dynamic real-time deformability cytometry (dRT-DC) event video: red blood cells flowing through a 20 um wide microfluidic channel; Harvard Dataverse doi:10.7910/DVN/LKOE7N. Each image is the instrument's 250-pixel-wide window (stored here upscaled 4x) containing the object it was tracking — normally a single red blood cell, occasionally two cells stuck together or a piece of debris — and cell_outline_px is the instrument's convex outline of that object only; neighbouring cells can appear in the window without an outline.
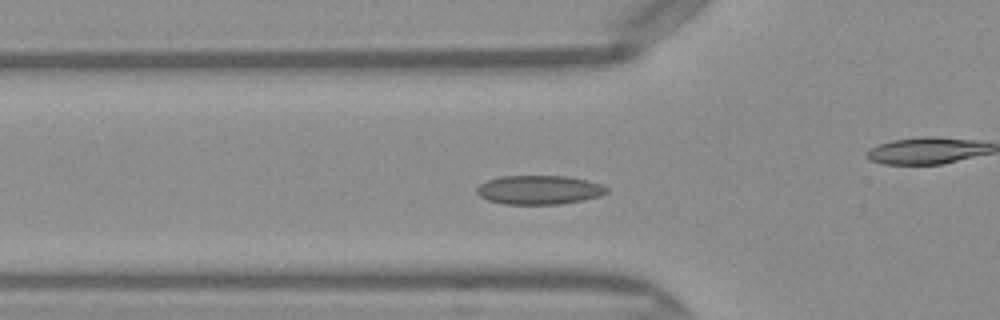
{"species": "Egyptian fruit bat (a non-hibernating species)", "species_latin": "Rousettus aegyptiacus", "temperature_condition": "warm", "stored_images_in_passage": 41, "camera_frame_rate_fps": 3000, "um_per_image_px": 0.085, "frame": {"image": 1, "passage_image": 7, "time_ms": 2.0, "image_size_px": [1000, 320], "cell_outline_px": [[608, 192], [600, 196], [584, 200], [560, 204], [504, 204], [488, 200], [480, 196], [476, 192], [476, 188], [480, 184], [488, 180], [500, 176], [564, 176], [588, 180], [600, 184], [608, 188]], "centroid_in_image_um": [45.83, 16.14], "position_along_channel_um": 80.0, "area_um2": 21.96}}
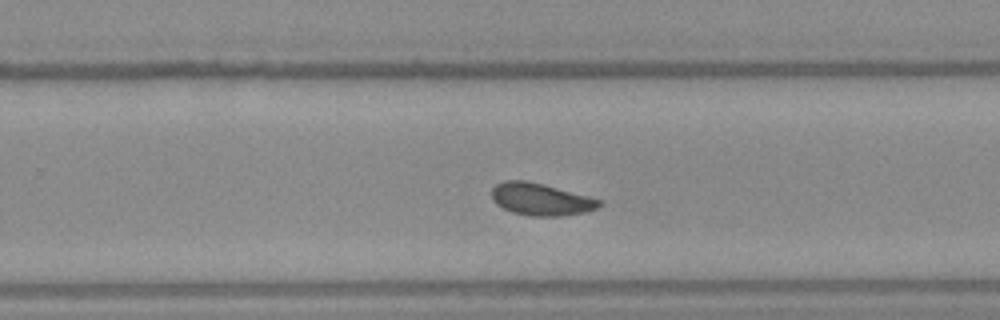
{"frame": {"image": 2, "passage_image": 22, "time_ms": 7.0, "image_size_px": [1000, 320], "cell_outline_px": [[604, 204], [596, 208], [584, 212], [560, 216], [528, 216], [512, 212], [496, 204], [492, 200], [492, 188], [496, 184], [504, 180], [524, 180], [544, 184], [604, 200]], "centroid_in_image_um": [45.98, 16.94], "position_along_channel_um": 283.8, "area_um2": 20.35}}
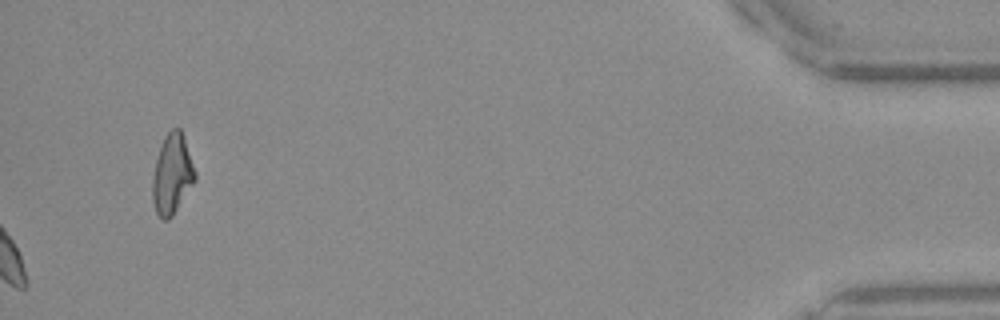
{"frame": {"image": 3, "passage_image": 41, "time_ms": 13.333, "image_size_px": [1000, 320], "cell_outline_px": [[196, 180], [172, 216], [168, 220], [164, 220], [156, 212], [152, 200], [152, 180], [156, 160], [164, 136], [172, 128], [180, 128], [196, 172]], "centroid_in_image_um": [14.63, 14.82], "position_along_channel_um": 420.6, "area_um2": 19.59}, "authors_computed_cell_mechanics": {"area_um2": 20.1722, "velocity_mm_per_s": 4.062, "shape_relaxation_time_tau1_ms": null, "shape_relaxation_time_tau2_ms": 1.9798, "deformation_change_tau1": null, "deformation_change_tau2": 0.0584}}